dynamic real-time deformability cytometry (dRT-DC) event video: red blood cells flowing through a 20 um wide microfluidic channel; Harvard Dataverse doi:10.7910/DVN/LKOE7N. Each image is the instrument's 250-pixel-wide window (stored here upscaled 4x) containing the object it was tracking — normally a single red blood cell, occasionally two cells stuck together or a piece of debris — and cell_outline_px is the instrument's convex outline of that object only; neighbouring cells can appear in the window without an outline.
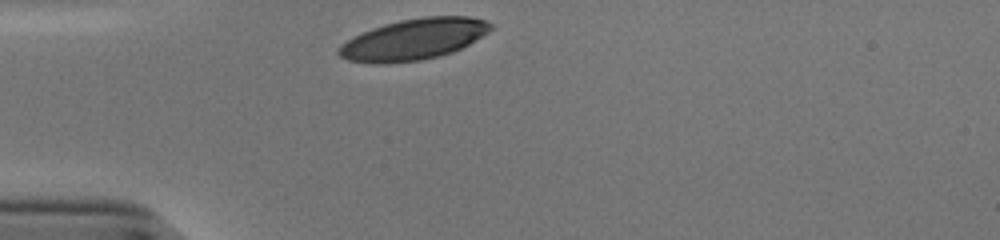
{"species": "human", "species_latin": "Homo sapiens", "temperature_condition": "cold", "stored_images_in_passage": 28, "camera_frame_rate_fps": 3000, "um_per_image_px": 0.085, "donor": {"sex": "male"}, "frame": {"image": 1, "passage_image": 1, "time_ms": 0.0, "image_size_px": [1000, 240], "cell_outline_px": [[492, 28], [488, 32], [468, 44], [452, 52], [440, 56], [420, 60], [388, 64], [372, 64], [348, 60], [340, 56], [336, 52], [336, 48], [340, 44], [372, 28], [384, 24], [400, 20], [424, 16], [468, 16], [484, 20], [492, 24]], "centroid_in_image_um": [35.13, 3.35], "position_along_channel_um": 49.9, "area_um2": 36.36}}
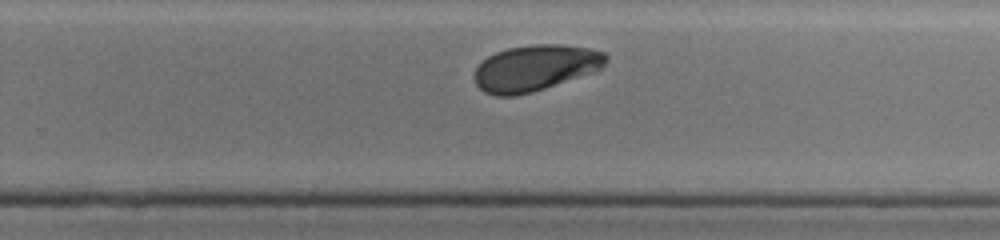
{"frame": {"image": 2, "passage_image": 21, "time_ms": 6.667, "image_size_px": [1000, 240], "cell_outline_px": [[608, 60], [596, 72], [532, 92], [512, 96], [496, 96], [484, 92], [476, 84], [472, 76], [476, 68], [488, 56], [496, 52], [508, 48], [532, 44], [560, 44], [588, 48], [604, 52], [608, 56]], "centroid_in_image_um": [45.5, 5.78], "position_along_channel_um": 284.3, "area_um2": 35.43}}
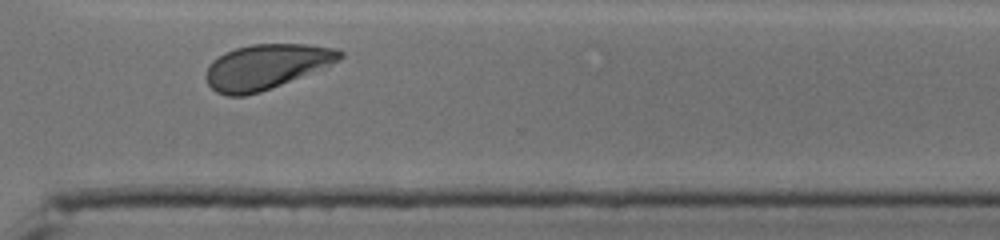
{"frame": {"image": 3, "passage_image": 26, "time_ms": 8.333, "image_size_px": [1000, 240], "cell_outline_px": [[344, 56], [340, 60], [332, 64], [260, 92], [244, 96], [228, 96], [216, 92], [208, 84], [204, 76], [208, 64], [212, 60], [224, 52], [236, 48], [252, 44], [308, 44], [336, 48], [344, 52]], "centroid_in_image_um": [22.6, 5.66], "position_along_channel_um": 348.0, "area_um2": 35.03}, "authors_computed_cell_mechanics": {"area_um2": 36.3273, "velocity_mm_per_s": 3.7798, "shape_relaxation_time_tau1_ms": 2.6722, "shape_relaxation_time_tau2_ms": null, "deformation_change_tau1": 0.1315, "deformation_change_tau2": null}}